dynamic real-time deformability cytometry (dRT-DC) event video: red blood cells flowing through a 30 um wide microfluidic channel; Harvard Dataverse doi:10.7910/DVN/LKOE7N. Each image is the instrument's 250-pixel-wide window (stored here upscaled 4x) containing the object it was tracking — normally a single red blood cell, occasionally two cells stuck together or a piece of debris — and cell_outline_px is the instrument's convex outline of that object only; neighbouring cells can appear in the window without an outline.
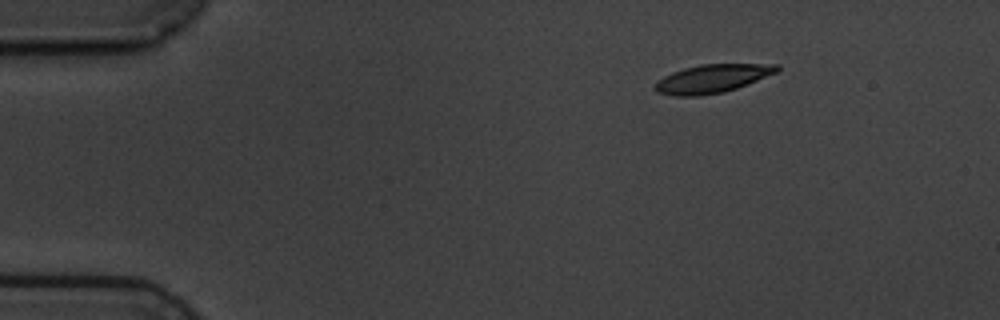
{"species": "common noctule bat (a hibernating species)", "species_latin": "Nyctalus noctula", "temperature_condition": "cold", "stored_images_in_passage": 3, "camera_frame_rate_fps": 3000, "um_per_image_px": 0.085, "animal": {"sex": "male", "body_mass_g": 19.5, "forearm_length_mm": 54.6}, "frame": {"image": 1, "passage_image": 3, "time_ms": 5.333, "image_size_px": [1000, 320], "cell_outline_px": [[780, 68], [776, 72], [736, 88], [724, 92], [696, 96], [676, 96], [656, 92], [652, 88], [664, 76], [672, 72], [684, 68], [700, 64], [780, 64]], "centroid_in_image_um": [60.51, 6.68], "position_along_channel_um": 24.5, "area_um2": 19.94}}